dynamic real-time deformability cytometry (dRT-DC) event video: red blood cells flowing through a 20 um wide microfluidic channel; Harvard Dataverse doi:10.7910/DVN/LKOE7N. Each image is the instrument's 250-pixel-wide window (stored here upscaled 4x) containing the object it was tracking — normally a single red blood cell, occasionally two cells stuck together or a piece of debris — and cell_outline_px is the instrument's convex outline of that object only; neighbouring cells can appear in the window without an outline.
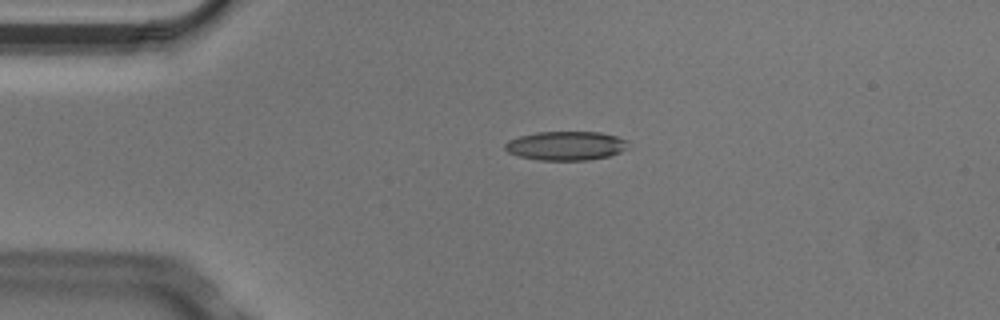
{"species": "Egyptian fruit bat (a non-hibernating species)", "species_latin": "Rousettus aegyptiacus", "temperature_condition": "cold", "stored_images_in_passage": 3, "camera_frame_rate_fps": 3000, "um_per_image_px": 0.085, "animal": {"sex": "male"}, "frame": {"image": 1, "passage_image": 3, "time_ms": 0.667, "image_size_px": [1000, 320], "cell_outline_px": [[628, 148], [620, 152], [608, 156], [588, 160], [540, 160], [520, 156], [508, 152], [504, 148], [504, 144], [508, 140], [520, 136], [536, 132], [600, 132], [616, 136], [628, 140]], "centroid_in_image_um": [48.12, 12.38], "position_along_channel_um": 36.9, "area_um2": 20.81}}